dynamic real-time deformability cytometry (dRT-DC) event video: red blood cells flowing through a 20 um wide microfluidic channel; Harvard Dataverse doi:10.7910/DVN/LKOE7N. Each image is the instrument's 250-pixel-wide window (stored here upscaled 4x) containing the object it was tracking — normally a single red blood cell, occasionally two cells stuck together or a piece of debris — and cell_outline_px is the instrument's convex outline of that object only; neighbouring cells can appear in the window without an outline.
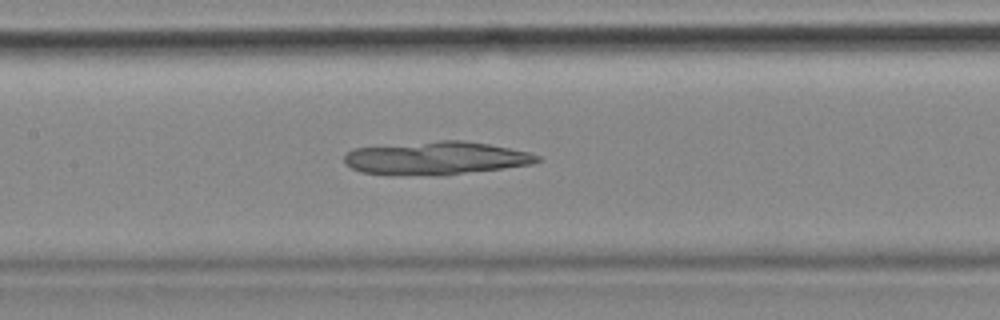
{"species": "common noctule bat (a hibernating species)", "species_latin": "Nyctalus noctula", "temperature_condition": "cold", "stored_images_in_passage": 54, "camera_frame_rate_fps": 3000, "um_per_image_px": 0.085, "animal": {"sex": "female", "body_mass_g": 18.4}, "frame": {"image": 1, "passage_image": 24, "time_ms": 7.667, "image_size_px": [1000, 320], "cell_outline_px": [[540, 160], [532, 164], [440, 176], [432, 176], [360, 172], [344, 164], [344, 156], [352, 148], [440, 140], [464, 140], [488, 144], [528, 152], [540, 156]], "centroid_in_image_um": [37.03, 13.44], "position_along_channel_um": 170.4, "area_um2": 37.11}}